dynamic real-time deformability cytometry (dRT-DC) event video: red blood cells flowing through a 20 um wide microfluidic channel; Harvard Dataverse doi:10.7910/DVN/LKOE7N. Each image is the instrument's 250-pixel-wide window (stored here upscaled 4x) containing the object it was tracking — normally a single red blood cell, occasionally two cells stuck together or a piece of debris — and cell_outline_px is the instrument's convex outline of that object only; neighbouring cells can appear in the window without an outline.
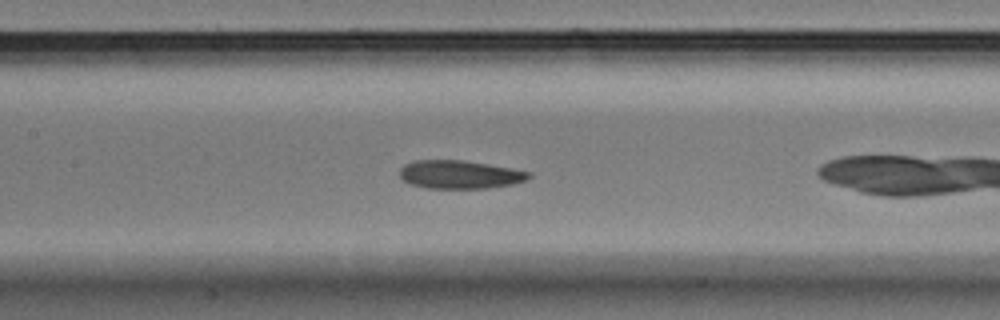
{"species": "Egyptian fruit bat (a non-hibernating species)", "species_latin": "Rousettus aegyptiacus", "temperature_condition": "warm", "stored_images_in_passage": 24, "camera_frame_rate_fps": 3000, "um_per_image_px": 0.085, "animal": {"sex": "male"}, "frame": {"image": 1, "passage_image": 8, "time_ms": 2.333, "image_size_px": [1000, 320], "cell_outline_px": [[532, 176], [524, 180], [512, 184], [488, 188], [428, 188], [412, 184], [404, 180], [400, 176], [400, 168], [404, 164], [412, 160], [464, 160], [512, 168], [532, 172]], "centroid_in_image_um": [39.08, 14.82], "position_along_channel_um": 168.3, "area_um2": 21.27}}